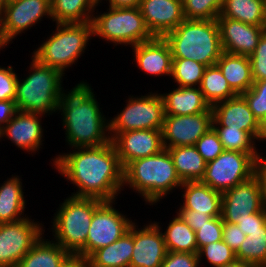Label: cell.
<instances>
[{"mask_svg": "<svg viewBox=\"0 0 266 267\" xmlns=\"http://www.w3.org/2000/svg\"><path fill=\"white\" fill-rule=\"evenodd\" d=\"M64 267H82V260L78 258H73L66 266Z\"/></svg>", "mask_w": 266, "mask_h": 267, "instance_id": "obj_53", "label": "cell"}, {"mask_svg": "<svg viewBox=\"0 0 266 267\" xmlns=\"http://www.w3.org/2000/svg\"><path fill=\"white\" fill-rule=\"evenodd\" d=\"M246 238L237 224L223 221L222 240L236 253Z\"/></svg>", "mask_w": 266, "mask_h": 267, "instance_id": "obj_46", "label": "cell"}, {"mask_svg": "<svg viewBox=\"0 0 266 267\" xmlns=\"http://www.w3.org/2000/svg\"><path fill=\"white\" fill-rule=\"evenodd\" d=\"M205 68L192 59L172 58L171 82L178 87H199Z\"/></svg>", "mask_w": 266, "mask_h": 267, "instance_id": "obj_36", "label": "cell"}, {"mask_svg": "<svg viewBox=\"0 0 266 267\" xmlns=\"http://www.w3.org/2000/svg\"><path fill=\"white\" fill-rule=\"evenodd\" d=\"M223 0H182L185 19L214 20L220 14Z\"/></svg>", "mask_w": 266, "mask_h": 267, "instance_id": "obj_38", "label": "cell"}, {"mask_svg": "<svg viewBox=\"0 0 266 267\" xmlns=\"http://www.w3.org/2000/svg\"><path fill=\"white\" fill-rule=\"evenodd\" d=\"M42 120H46L43 115L18 111L1 129V142L9 140L16 149H22L32 157L37 155L44 147V133L47 132Z\"/></svg>", "mask_w": 266, "mask_h": 267, "instance_id": "obj_14", "label": "cell"}, {"mask_svg": "<svg viewBox=\"0 0 266 267\" xmlns=\"http://www.w3.org/2000/svg\"><path fill=\"white\" fill-rule=\"evenodd\" d=\"M99 2L101 5L107 4V7L136 8L139 7L141 0H99Z\"/></svg>", "mask_w": 266, "mask_h": 267, "instance_id": "obj_50", "label": "cell"}, {"mask_svg": "<svg viewBox=\"0 0 266 267\" xmlns=\"http://www.w3.org/2000/svg\"><path fill=\"white\" fill-rule=\"evenodd\" d=\"M99 0H51L53 23L92 22Z\"/></svg>", "mask_w": 266, "mask_h": 267, "instance_id": "obj_31", "label": "cell"}, {"mask_svg": "<svg viewBox=\"0 0 266 267\" xmlns=\"http://www.w3.org/2000/svg\"><path fill=\"white\" fill-rule=\"evenodd\" d=\"M212 126H227L248 132L259 144L266 147V129L254 117L241 95L219 102L211 107Z\"/></svg>", "mask_w": 266, "mask_h": 267, "instance_id": "obj_16", "label": "cell"}, {"mask_svg": "<svg viewBox=\"0 0 266 267\" xmlns=\"http://www.w3.org/2000/svg\"><path fill=\"white\" fill-rule=\"evenodd\" d=\"M49 225L50 237L73 258L86 260V241L94 211L104 202L96 198L68 195L62 199Z\"/></svg>", "mask_w": 266, "mask_h": 267, "instance_id": "obj_5", "label": "cell"}, {"mask_svg": "<svg viewBox=\"0 0 266 267\" xmlns=\"http://www.w3.org/2000/svg\"><path fill=\"white\" fill-rule=\"evenodd\" d=\"M44 233L16 267H64L73 257Z\"/></svg>", "mask_w": 266, "mask_h": 267, "instance_id": "obj_27", "label": "cell"}, {"mask_svg": "<svg viewBox=\"0 0 266 267\" xmlns=\"http://www.w3.org/2000/svg\"><path fill=\"white\" fill-rule=\"evenodd\" d=\"M219 16L263 26V0H223Z\"/></svg>", "mask_w": 266, "mask_h": 267, "instance_id": "obj_33", "label": "cell"}, {"mask_svg": "<svg viewBox=\"0 0 266 267\" xmlns=\"http://www.w3.org/2000/svg\"><path fill=\"white\" fill-rule=\"evenodd\" d=\"M134 247V223L118 240L94 251L86 260L90 267H130Z\"/></svg>", "mask_w": 266, "mask_h": 267, "instance_id": "obj_26", "label": "cell"}, {"mask_svg": "<svg viewBox=\"0 0 266 267\" xmlns=\"http://www.w3.org/2000/svg\"><path fill=\"white\" fill-rule=\"evenodd\" d=\"M30 56L31 61L25 68L27 74H18L14 100L18 111L43 115L45 118L50 115L55 117L66 90L63 81L67 77L57 69L40 63L31 54Z\"/></svg>", "mask_w": 266, "mask_h": 267, "instance_id": "obj_4", "label": "cell"}, {"mask_svg": "<svg viewBox=\"0 0 266 267\" xmlns=\"http://www.w3.org/2000/svg\"><path fill=\"white\" fill-rule=\"evenodd\" d=\"M263 209L261 185L255 175L222 193L223 221L236 224L238 217L248 216Z\"/></svg>", "mask_w": 266, "mask_h": 267, "instance_id": "obj_17", "label": "cell"}, {"mask_svg": "<svg viewBox=\"0 0 266 267\" xmlns=\"http://www.w3.org/2000/svg\"><path fill=\"white\" fill-rule=\"evenodd\" d=\"M53 27L55 29L49 31L51 34L47 38L44 37L40 41L41 44H36V49H32L31 55L40 63L57 69L67 76V70L76 66L81 56H85L84 53L89 51L86 49L94 39L93 25L92 22H87L55 23L54 26L53 23Z\"/></svg>", "mask_w": 266, "mask_h": 267, "instance_id": "obj_6", "label": "cell"}, {"mask_svg": "<svg viewBox=\"0 0 266 267\" xmlns=\"http://www.w3.org/2000/svg\"><path fill=\"white\" fill-rule=\"evenodd\" d=\"M236 259L251 267H266V224L254 230L241 243Z\"/></svg>", "mask_w": 266, "mask_h": 267, "instance_id": "obj_34", "label": "cell"}, {"mask_svg": "<svg viewBox=\"0 0 266 267\" xmlns=\"http://www.w3.org/2000/svg\"><path fill=\"white\" fill-rule=\"evenodd\" d=\"M139 9L154 37H164L185 20L182 0H141Z\"/></svg>", "mask_w": 266, "mask_h": 267, "instance_id": "obj_22", "label": "cell"}, {"mask_svg": "<svg viewBox=\"0 0 266 267\" xmlns=\"http://www.w3.org/2000/svg\"><path fill=\"white\" fill-rule=\"evenodd\" d=\"M151 89L144 95H128L123 108L110 117L109 132L111 141L125 131L156 129L162 130L164 122V102L159 90ZM120 110V112H119Z\"/></svg>", "mask_w": 266, "mask_h": 267, "instance_id": "obj_9", "label": "cell"}, {"mask_svg": "<svg viewBox=\"0 0 266 267\" xmlns=\"http://www.w3.org/2000/svg\"><path fill=\"white\" fill-rule=\"evenodd\" d=\"M66 151L55 154L50 161L52 169L77 189L65 195L102 201L121 198L123 167L112 141L99 147H76Z\"/></svg>", "mask_w": 266, "mask_h": 267, "instance_id": "obj_1", "label": "cell"}, {"mask_svg": "<svg viewBox=\"0 0 266 267\" xmlns=\"http://www.w3.org/2000/svg\"><path fill=\"white\" fill-rule=\"evenodd\" d=\"M212 111L190 115H165L162 137L164 148L192 146L211 127Z\"/></svg>", "mask_w": 266, "mask_h": 267, "instance_id": "obj_15", "label": "cell"}, {"mask_svg": "<svg viewBox=\"0 0 266 267\" xmlns=\"http://www.w3.org/2000/svg\"><path fill=\"white\" fill-rule=\"evenodd\" d=\"M7 4V0H0V15L2 16L5 6Z\"/></svg>", "mask_w": 266, "mask_h": 267, "instance_id": "obj_55", "label": "cell"}, {"mask_svg": "<svg viewBox=\"0 0 266 267\" xmlns=\"http://www.w3.org/2000/svg\"><path fill=\"white\" fill-rule=\"evenodd\" d=\"M236 224L246 236L254 230H260L266 224V209L248 216L238 217Z\"/></svg>", "mask_w": 266, "mask_h": 267, "instance_id": "obj_45", "label": "cell"}, {"mask_svg": "<svg viewBox=\"0 0 266 267\" xmlns=\"http://www.w3.org/2000/svg\"><path fill=\"white\" fill-rule=\"evenodd\" d=\"M168 87V91H159L164 102L165 115H190L212 111L204 99L199 87Z\"/></svg>", "mask_w": 266, "mask_h": 267, "instance_id": "obj_24", "label": "cell"}, {"mask_svg": "<svg viewBox=\"0 0 266 267\" xmlns=\"http://www.w3.org/2000/svg\"><path fill=\"white\" fill-rule=\"evenodd\" d=\"M164 39L170 45L172 58L192 59L206 67L216 65L223 53L216 19H185Z\"/></svg>", "mask_w": 266, "mask_h": 267, "instance_id": "obj_7", "label": "cell"}, {"mask_svg": "<svg viewBox=\"0 0 266 267\" xmlns=\"http://www.w3.org/2000/svg\"><path fill=\"white\" fill-rule=\"evenodd\" d=\"M95 93L91 84L82 79L62 94L57 114L68 149L99 147L111 141L109 112L104 114Z\"/></svg>", "mask_w": 266, "mask_h": 267, "instance_id": "obj_2", "label": "cell"}, {"mask_svg": "<svg viewBox=\"0 0 266 267\" xmlns=\"http://www.w3.org/2000/svg\"><path fill=\"white\" fill-rule=\"evenodd\" d=\"M241 96L245 99L254 117L266 129V80L254 81Z\"/></svg>", "mask_w": 266, "mask_h": 267, "instance_id": "obj_39", "label": "cell"}, {"mask_svg": "<svg viewBox=\"0 0 266 267\" xmlns=\"http://www.w3.org/2000/svg\"><path fill=\"white\" fill-rule=\"evenodd\" d=\"M99 7H102L100 2L92 18L93 38H99V41L102 39L106 44H112L114 48L117 46H119L117 48H128L154 38L145 24L139 7H104L105 11H101Z\"/></svg>", "mask_w": 266, "mask_h": 267, "instance_id": "obj_8", "label": "cell"}, {"mask_svg": "<svg viewBox=\"0 0 266 267\" xmlns=\"http://www.w3.org/2000/svg\"><path fill=\"white\" fill-rule=\"evenodd\" d=\"M160 267H200L197 253L167 252Z\"/></svg>", "mask_w": 266, "mask_h": 267, "instance_id": "obj_44", "label": "cell"}, {"mask_svg": "<svg viewBox=\"0 0 266 267\" xmlns=\"http://www.w3.org/2000/svg\"><path fill=\"white\" fill-rule=\"evenodd\" d=\"M167 149L182 182H195L202 179L206 162L194 145L176 146Z\"/></svg>", "mask_w": 266, "mask_h": 267, "instance_id": "obj_30", "label": "cell"}, {"mask_svg": "<svg viewBox=\"0 0 266 267\" xmlns=\"http://www.w3.org/2000/svg\"><path fill=\"white\" fill-rule=\"evenodd\" d=\"M18 112L14 100H0V128L2 129Z\"/></svg>", "mask_w": 266, "mask_h": 267, "instance_id": "obj_49", "label": "cell"}, {"mask_svg": "<svg viewBox=\"0 0 266 267\" xmlns=\"http://www.w3.org/2000/svg\"><path fill=\"white\" fill-rule=\"evenodd\" d=\"M112 143L123 169L134 160L158 154L164 149L162 130L156 129L125 131Z\"/></svg>", "mask_w": 266, "mask_h": 267, "instance_id": "obj_18", "label": "cell"}, {"mask_svg": "<svg viewBox=\"0 0 266 267\" xmlns=\"http://www.w3.org/2000/svg\"><path fill=\"white\" fill-rule=\"evenodd\" d=\"M223 220L221 216L211 218L195 231L198 251L205 245L222 240Z\"/></svg>", "mask_w": 266, "mask_h": 267, "instance_id": "obj_41", "label": "cell"}, {"mask_svg": "<svg viewBox=\"0 0 266 267\" xmlns=\"http://www.w3.org/2000/svg\"><path fill=\"white\" fill-rule=\"evenodd\" d=\"M82 267H90L88 264H86L85 261L82 260Z\"/></svg>", "mask_w": 266, "mask_h": 267, "instance_id": "obj_56", "label": "cell"}, {"mask_svg": "<svg viewBox=\"0 0 266 267\" xmlns=\"http://www.w3.org/2000/svg\"><path fill=\"white\" fill-rule=\"evenodd\" d=\"M199 88L204 99L211 107L237 96L217 65L205 68Z\"/></svg>", "mask_w": 266, "mask_h": 267, "instance_id": "obj_32", "label": "cell"}, {"mask_svg": "<svg viewBox=\"0 0 266 267\" xmlns=\"http://www.w3.org/2000/svg\"><path fill=\"white\" fill-rule=\"evenodd\" d=\"M179 191L181 192L179 204L183 209L194 210L198 213L204 212L211 217L221 216V192L200 181L183 182Z\"/></svg>", "mask_w": 266, "mask_h": 267, "instance_id": "obj_23", "label": "cell"}, {"mask_svg": "<svg viewBox=\"0 0 266 267\" xmlns=\"http://www.w3.org/2000/svg\"><path fill=\"white\" fill-rule=\"evenodd\" d=\"M45 18L53 23L51 0H9L1 16L3 36L12 44Z\"/></svg>", "mask_w": 266, "mask_h": 267, "instance_id": "obj_13", "label": "cell"}, {"mask_svg": "<svg viewBox=\"0 0 266 267\" xmlns=\"http://www.w3.org/2000/svg\"><path fill=\"white\" fill-rule=\"evenodd\" d=\"M12 174L0 183V224L20 221L28 216L22 175Z\"/></svg>", "mask_w": 266, "mask_h": 267, "instance_id": "obj_25", "label": "cell"}, {"mask_svg": "<svg viewBox=\"0 0 266 267\" xmlns=\"http://www.w3.org/2000/svg\"><path fill=\"white\" fill-rule=\"evenodd\" d=\"M256 160L248 153L224 150L206 163L201 183L221 193L255 175Z\"/></svg>", "mask_w": 266, "mask_h": 267, "instance_id": "obj_10", "label": "cell"}, {"mask_svg": "<svg viewBox=\"0 0 266 267\" xmlns=\"http://www.w3.org/2000/svg\"><path fill=\"white\" fill-rule=\"evenodd\" d=\"M220 267H251L249 264L241 262L239 260H235L232 263L220 266Z\"/></svg>", "mask_w": 266, "mask_h": 267, "instance_id": "obj_52", "label": "cell"}, {"mask_svg": "<svg viewBox=\"0 0 266 267\" xmlns=\"http://www.w3.org/2000/svg\"><path fill=\"white\" fill-rule=\"evenodd\" d=\"M263 27L266 31V0H263Z\"/></svg>", "mask_w": 266, "mask_h": 267, "instance_id": "obj_54", "label": "cell"}, {"mask_svg": "<svg viewBox=\"0 0 266 267\" xmlns=\"http://www.w3.org/2000/svg\"><path fill=\"white\" fill-rule=\"evenodd\" d=\"M223 52L250 57L260 37L264 33L263 26H255L241 21L217 17Z\"/></svg>", "mask_w": 266, "mask_h": 267, "instance_id": "obj_21", "label": "cell"}, {"mask_svg": "<svg viewBox=\"0 0 266 267\" xmlns=\"http://www.w3.org/2000/svg\"><path fill=\"white\" fill-rule=\"evenodd\" d=\"M118 200L104 201L95 211L86 241V259L96 250L112 244L136 221L116 208ZM124 212V213H123Z\"/></svg>", "mask_w": 266, "mask_h": 267, "instance_id": "obj_12", "label": "cell"}, {"mask_svg": "<svg viewBox=\"0 0 266 267\" xmlns=\"http://www.w3.org/2000/svg\"><path fill=\"white\" fill-rule=\"evenodd\" d=\"M249 58L253 81L266 80V31L260 37L254 53Z\"/></svg>", "mask_w": 266, "mask_h": 267, "instance_id": "obj_43", "label": "cell"}, {"mask_svg": "<svg viewBox=\"0 0 266 267\" xmlns=\"http://www.w3.org/2000/svg\"><path fill=\"white\" fill-rule=\"evenodd\" d=\"M37 220L31 215L17 222L0 224V266L16 267L47 231L44 222Z\"/></svg>", "mask_w": 266, "mask_h": 267, "instance_id": "obj_11", "label": "cell"}, {"mask_svg": "<svg viewBox=\"0 0 266 267\" xmlns=\"http://www.w3.org/2000/svg\"><path fill=\"white\" fill-rule=\"evenodd\" d=\"M216 65L237 95L245 93L253 85L251 61L248 56L223 52Z\"/></svg>", "mask_w": 266, "mask_h": 267, "instance_id": "obj_28", "label": "cell"}, {"mask_svg": "<svg viewBox=\"0 0 266 267\" xmlns=\"http://www.w3.org/2000/svg\"><path fill=\"white\" fill-rule=\"evenodd\" d=\"M150 220V221H149ZM147 222H134V247L130 267H160L167 249L159 227L149 219Z\"/></svg>", "mask_w": 266, "mask_h": 267, "instance_id": "obj_19", "label": "cell"}, {"mask_svg": "<svg viewBox=\"0 0 266 267\" xmlns=\"http://www.w3.org/2000/svg\"><path fill=\"white\" fill-rule=\"evenodd\" d=\"M255 176L260 182L263 206L266 209V153L261 152L256 160Z\"/></svg>", "mask_w": 266, "mask_h": 267, "instance_id": "obj_48", "label": "cell"}, {"mask_svg": "<svg viewBox=\"0 0 266 267\" xmlns=\"http://www.w3.org/2000/svg\"><path fill=\"white\" fill-rule=\"evenodd\" d=\"M10 46V44L5 40L3 33H2V21H1V15H0V53L1 51L7 50V48Z\"/></svg>", "mask_w": 266, "mask_h": 267, "instance_id": "obj_51", "label": "cell"}, {"mask_svg": "<svg viewBox=\"0 0 266 267\" xmlns=\"http://www.w3.org/2000/svg\"><path fill=\"white\" fill-rule=\"evenodd\" d=\"M182 184L165 148L158 154L134 160L123 169V191L137 193L144 205L157 206L179 191Z\"/></svg>", "mask_w": 266, "mask_h": 267, "instance_id": "obj_3", "label": "cell"}, {"mask_svg": "<svg viewBox=\"0 0 266 267\" xmlns=\"http://www.w3.org/2000/svg\"><path fill=\"white\" fill-rule=\"evenodd\" d=\"M212 127L217 132L224 150L248 153L255 160L258 159L260 151H263L259 148L260 144L246 131L229 129L227 126Z\"/></svg>", "mask_w": 266, "mask_h": 267, "instance_id": "obj_35", "label": "cell"}, {"mask_svg": "<svg viewBox=\"0 0 266 267\" xmlns=\"http://www.w3.org/2000/svg\"><path fill=\"white\" fill-rule=\"evenodd\" d=\"M17 68L9 64L0 65V100H15L16 86L18 82Z\"/></svg>", "mask_w": 266, "mask_h": 267, "instance_id": "obj_42", "label": "cell"}, {"mask_svg": "<svg viewBox=\"0 0 266 267\" xmlns=\"http://www.w3.org/2000/svg\"><path fill=\"white\" fill-rule=\"evenodd\" d=\"M131 50L132 64L135 63L146 77L171 78L172 52L164 37H154L150 41L132 46Z\"/></svg>", "mask_w": 266, "mask_h": 267, "instance_id": "obj_20", "label": "cell"}, {"mask_svg": "<svg viewBox=\"0 0 266 267\" xmlns=\"http://www.w3.org/2000/svg\"><path fill=\"white\" fill-rule=\"evenodd\" d=\"M174 215H172L173 217H171L172 219L169 220V223L168 221L165 223L167 226L164 228L163 225L165 224H162L161 221L153 220L163 234L167 252L198 254L195 232L177 214Z\"/></svg>", "mask_w": 266, "mask_h": 267, "instance_id": "obj_29", "label": "cell"}, {"mask_svg": "<svg viewBox=\"0 0 266 267\" xmlns=\"http://www.w3.org/2000/svg\"><path fill=\"white\" fill-rule=\"evenodd\" d=\"M177 206H179V208L177 207L175 213L185 221L194 232L213 218L204 212L198 213L194 210L183 209L179 204Z\"/></svg>", "mask_w": 266, "mask_h": 267, "instance_id": "obj_47", "label": "cell"}, {"mask_svg": "<svg viewBox=\"0 0 266 267\" xmlns=\"http://www.w3.org/2000/svg\"><path fill=\"white\" fill-rule=\"evenodd\" d=\"M198 259L200 267L205 266V263L211 267H220L237 260L235 252L223 240L203 246L198 251Z\"/></svg>", "mask_w": 266, "mask_h": 267, "instance_id": "obj_37", "label": "cell"}, {"mask_svg": "<svg viewBox=\"0 0 266 267\" xmlns=\"http://www.w3.org/2000/svg\"><path fill=\"white\" fill-rule=\"evenodd\" d=\"M206 163L216 159L223 151V145L215 129L211 127L194 145Z\"/></svg>", "mask_w": 266, "mask_h": 267, "instance_id": "obj_40", "label": "cell"}]
</instances>
